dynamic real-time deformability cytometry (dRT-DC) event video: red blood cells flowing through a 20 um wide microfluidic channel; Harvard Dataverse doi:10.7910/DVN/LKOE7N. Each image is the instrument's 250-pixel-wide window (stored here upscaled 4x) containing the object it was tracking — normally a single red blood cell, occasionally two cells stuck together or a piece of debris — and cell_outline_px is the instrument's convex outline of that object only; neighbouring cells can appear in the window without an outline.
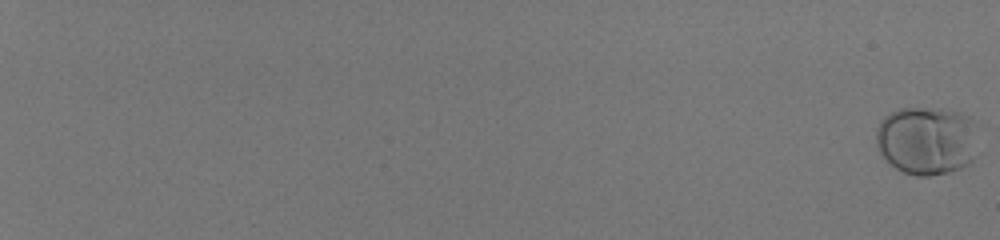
{"species": "human", "species_latin": "Homo sapiens", "temperature_condition": "room temperature", "stored_images_in_passage": 60, "camera_frame_rate_fps": 3000, "um_per_image_px": 0.085, "donor": {"sex": "male"}, "frame": {"image": 1, "passage_image": 1, "time_ms": 0.0, "image_size_px": [1000, 240], "cell_outline_px": [[980, 120], [972, 160], [968, 164], [960, 168], [948, 172], [928, 176], [916, 176], [904, 172], [896, 168], [884, 160], [880, 156], [876, 144], [876, 128], [880, 120], [884, 116], [900, 108], [940, 108], [960, 112]], "centroid_in_image_um": [78.79, 11.91], "position_along_channel_um": 6.2, "area_um2": 41.73}}
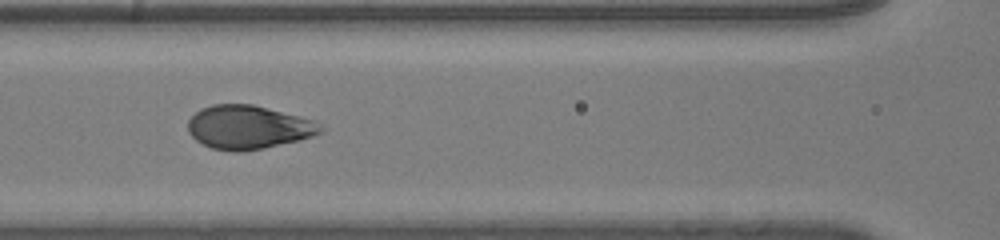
{"frame": {"image": 2, "passage_image": 35, "time_ms": 11.333, "image_size_px": [1000, 240], "cell_outline_px": [[324, 128], [320, 132], [312, 136], [300, 140], [264, 148], [240, 152], [236, 152], [212, 148], [196, 140], [188, 132], [188, 120], [200, 108], [212, 104], [252, 104], [316, 120]], "centroid_in_image_um": [21.11, 10.81], "position_along_channel_um": 145.5, "area_um2": 33.76}}
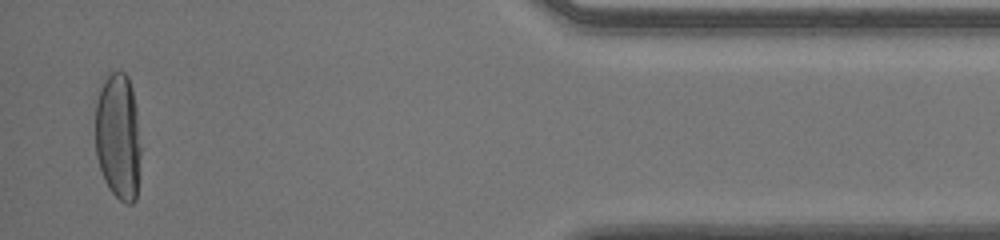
{"frame": {"image": 3, "passage_image": 59, "time_ms": 19.333, "image_size_px": [1000, 240], "cell_outline_px": [[140, 152], [136, 200], [132, 204], [124, 204], [108, 188], [104, 180], [96, 156], [96, 100], [100, 88], [104, 80], [112, 72], [124, 72], [128, 76], [132, 88], [136, 108], [140, 148]], "centroid_in_image_um": [10.04, 11.63], "position_along_channel_um": 425.2, "area_um2": 33.58}, "authors_computed_cell_mechanics": {"area_um2": 35.0268, "velocity_mm_per_s": 4.0203, "shape_relaxation_time_tau1_ms": 2.816, "shape_relaxation_time_tau2_ms": null, "deformation_change_tau1": 0.1734, "deformation_change_tau2": null}}